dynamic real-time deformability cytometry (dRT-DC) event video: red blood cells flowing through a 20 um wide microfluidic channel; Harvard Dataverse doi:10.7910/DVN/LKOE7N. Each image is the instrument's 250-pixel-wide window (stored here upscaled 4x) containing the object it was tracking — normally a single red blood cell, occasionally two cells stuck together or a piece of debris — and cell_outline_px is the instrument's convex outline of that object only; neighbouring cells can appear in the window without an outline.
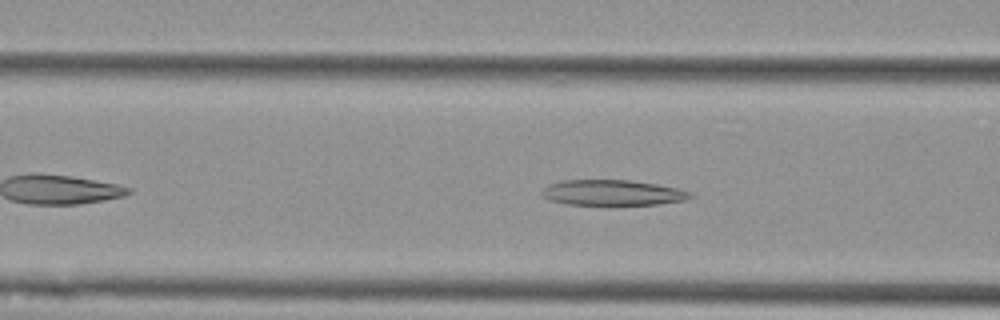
{"species": "Egyptian fruit bat (a non-hibernating species)", "species_latin": "Rousettus aegyptiacus", "temperature_condition": "cold", "stored_images_in_passage": 45, "camera_frame_rate_fps": 3000, "um_per_image_px": 0.085, "animal": {"sex": "female"}, "frame": {"image": 1, "passage_image": 11, "time_ms": 3.333, "image_size_px": [1000, 320], "cell_outline_px": [[696, 196], [684, 200], [656, 204], [612, 208], [568, 204], [548, 200], [540, 192], [548, 184], [564, 180], [628, 180], [656, 184], [676, 188], [692, 192]], "centroid_in_image_um": [52.06, 16.43], "position_along_channel_um": 114.5, "area_um2": 23.12}}
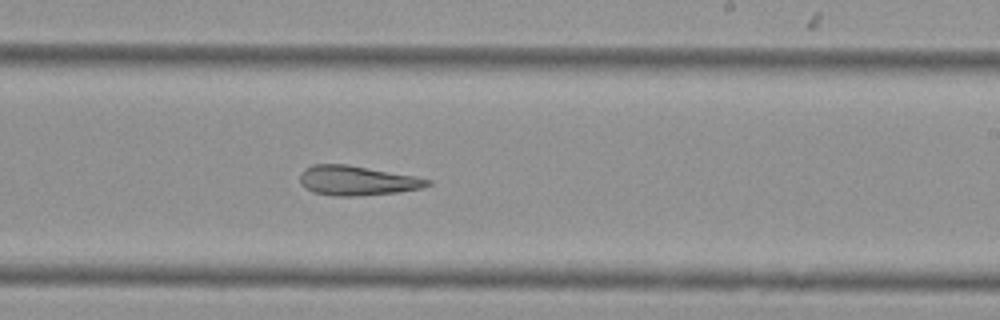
{"frame": {"image": 2, "passage_image": 23, "time_ms": 7.333, "image_size_px": [1000, 320], "cell_outline_px": [[432, 184], [420, 188], [400, 192], [356, 196], [336, 196], [312, 192], [300, 184], [300, 172], [304, 168], [312, 164], [348, 164], [412, 176], [432, 180]], "centroid_in_image_um": [30.3, 15.35], "position_along_channel_um": 258.7, "area_um2": 22.02}}
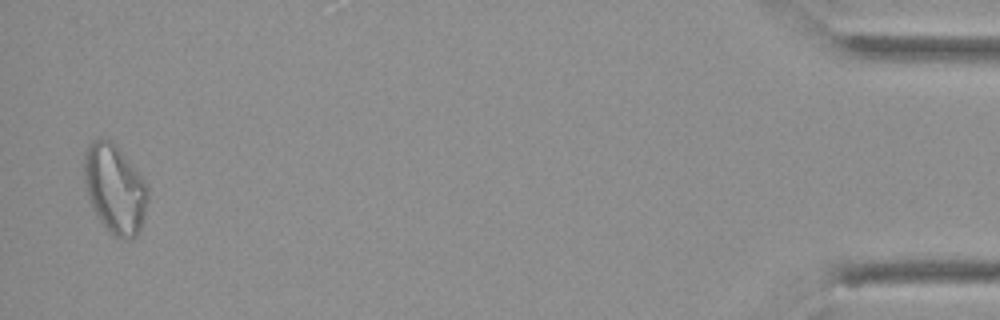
{"frame": {"image": 3, "passage_image": 44, "time_ms": 14.333, "image_size_px": [1000, 320], "cell_outline_px": [[148, 200], [144, 220], [140, 232], [132, 240], [120, 240], [112, 236], [100, 220], [88, 196], [84, 184], [84, 152], [92, 140], [112, 140], [116, 144], [148, 184]], "centroid_in_image_um": [9.79, 16.09], "position_along_channel_um": 425.4, "area_um2": 33.41}, "authors_computed_cell_mechanics": {"area_um2": 24.4494, "velocity_mm_per_s": 3.6198, "shape_relaxation_time_tau1_ms": null, "shape_relaxation_time_tau2_ms": 6.5307, "deformation_change_tau1": null, "deformation_change_tau2": 0.183}}